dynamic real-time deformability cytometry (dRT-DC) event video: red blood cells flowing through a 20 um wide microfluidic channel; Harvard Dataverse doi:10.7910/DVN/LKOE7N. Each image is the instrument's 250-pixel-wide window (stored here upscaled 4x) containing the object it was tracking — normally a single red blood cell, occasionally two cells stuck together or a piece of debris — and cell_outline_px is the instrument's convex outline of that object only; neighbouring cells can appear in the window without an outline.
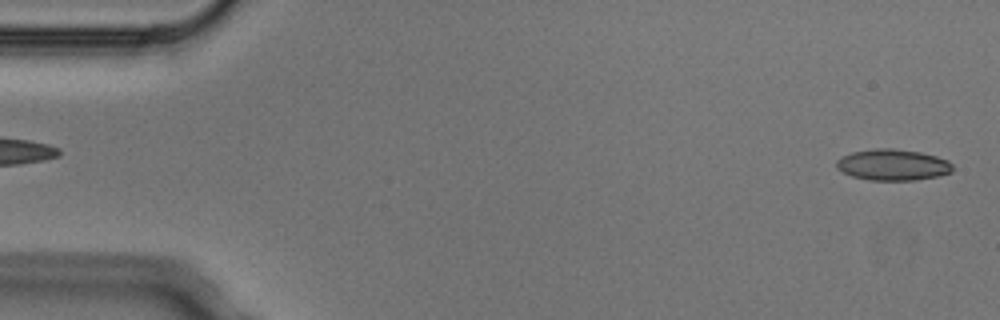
{"species": "Egyptian fruit bat (a non-hibernating species)", "species_latin": "Rousettus aegyptiacus", "temperature_condition": "cold", "stored_images_in_passage": 3, "camera_frame_rate_fps": 3000, "um_per_image_px": 0.085, "animal": {"sex": "male"}, "frame": {"image": 1, "passage_image": 3, "time_ms": 0.667, "image_size_px": [1000, 320], "cell_outline_px": [[952, 172], [940, 176], [916, 180], [868, 180], [852, 176], [836, 168], [836, 160], [852, 152], [876, 148], [892, 148], [920, 152], [936, 156], [948, 160], [952, 164]], "centroid_in_image_um": [75.91, 14.01], "position_along_channel_um": 9.1, "area_um2": 21.15}}